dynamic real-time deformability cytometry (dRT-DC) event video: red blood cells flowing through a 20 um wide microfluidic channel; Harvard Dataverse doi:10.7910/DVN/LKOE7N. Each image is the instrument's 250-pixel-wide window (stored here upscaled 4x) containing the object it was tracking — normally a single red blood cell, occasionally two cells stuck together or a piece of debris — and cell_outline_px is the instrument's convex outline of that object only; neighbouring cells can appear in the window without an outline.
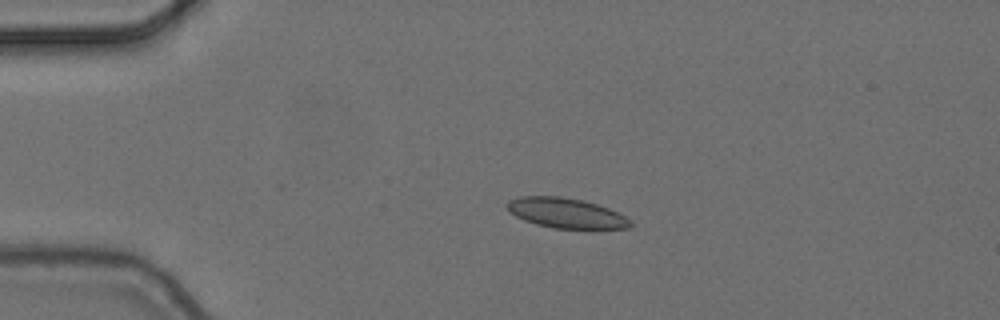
{"species": "common noctule bat (a hibernating species)", "species_latin": "Nyctalus noctula", "temperature_condition": "cold", "stored_images_in_passage": 5, "camera_frame_rate_fps": 3000, "um_per_image_px": 0.085, "animal": {"sex": "female", "body_mass_g": 24.6, "forearm_length_mm": 56.2}, "frame": {"image": 1, "passage_image": 4, "time_ms": 1.0, "image_size_px": [1000, 320], "cell_outline_px": [[636, 224], [632, 228], [552, 228], [536, 224], [524, 220], [516, 216], [504, 204], [508, 200], [520, 196], [560, 196], [580, 200], [596, 204], [608, 208], [632, 220]], "centroid_in_image_um": [48.13, 18.11], "position_along_channel_um": 36.9, "area_um2": 21.5}}